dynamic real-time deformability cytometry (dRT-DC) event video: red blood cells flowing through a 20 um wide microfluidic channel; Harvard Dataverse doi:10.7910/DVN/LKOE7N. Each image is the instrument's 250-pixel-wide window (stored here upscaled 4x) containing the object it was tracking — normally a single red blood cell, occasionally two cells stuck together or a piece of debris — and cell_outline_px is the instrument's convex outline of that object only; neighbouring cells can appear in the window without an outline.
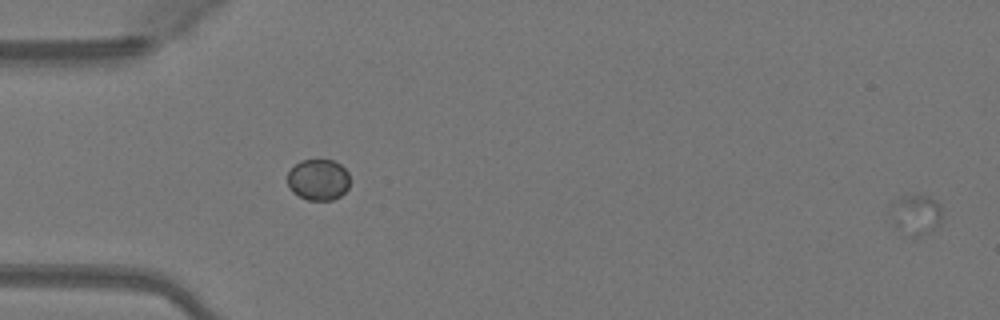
{"species": "Egyptian fruit bat (a non-hibernating species)", "species_latin": "Rousettus aegyptiacus", "temperature_condition": "warm", "stored_images_in_passage": 16, "camera_frame_rate_fps": 3000, "um_per_image_px": 0.085, "animal": {"sex": "female"}, "frame": {"image": 1, "passage_image": 2, "time_ms": 0.333, "image_size_px": [1000, 320], "cell_outline_px": [[940, 224], [920, 236], [912, 236], [892, 204], [900, 196], [920, 192], [936, 200], [940, 204]], "centroid_in_image_um": [78.05, 18.08], "position_along_channel_um": 6.9, "area_um2": 10.58}}